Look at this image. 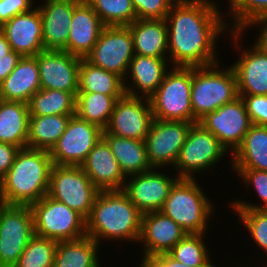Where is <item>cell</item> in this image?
<instances>
[{
  "mask_svg": "<svg viewBox=\"0 0 267 267\" xmlns=\"http://www.w3.org/2000/svg\"><path fill=\"white\" fill-rule=\"evenodd\" d=\"M78 93L124 95L123 79L117 74L96 67L81 58Z\"/></svg>",
  "mask_w": 267,
  "mask_h": 267,
  "instance_id": "obj_32",
  "label": "cell"
},
{
  "mask_svg": "<svg viewBox=\"0 0 267 267\" xmlns=\"http://www.w3.org/2000/svg\"><path fill=\"white\" fill-rule=\"evenodd\" d=\"M215 2L176 0L172 4L165 19L169 66L205 67L219 62L215 46L228 25Z\"/></svg>",
  "mask_w": 267,
  "mask_h": 267,
  "instance_id": "obj_1",
  "label": "cell"
},
{
  "mask_svg": "<svg viewBox=\"0 0 267 267\" xmlns=\"http://www.w3.org/2000/svg\"><path fill=\"white\" fill-rule=\"evenodd\" d=\"M259 25L261 26V29L259 31V37L256 39L257 41L255 43L267 52V16L255 20L248 28L251 29L252 26H257L258 28Z\"/></svg>",
  "mask_w": 267,
  "mask_h": 267,
  "instance_id": "obj_47",
  "label": "cell"
},
{
  "mask_svg": "<svg viewBox=\"0 0 267 267\" xmlns=\"http://www.w3.org/2000/svg\"><path fill=\"white\" fill-rule=\"evenodd\" d=\"M104 28L98 14L82 0L75 8L69 27L67 52L86 58Z\"/></svg>",
  "mask_w": 267,
  "mask_h": 267,
  "instance_id": "obj_24",
  "label": "cell"
},
{
  "mask_svg": "<svg viewBox=\"0 0 267 267\" xmlns=\"http://www.w3.org/2000/svg\"><path fill=\"white\" fill-rule=\"evenodd\" d=\"M82 0H45L39 5L42 19V37L45 50L67 52L69 27L74 8Z\"/></svg>",
  "mask_w": 267,
  "mask_h": 267,
  "instance_id": "obj_19",
  "label": "cell"
},
{
  "mask_svg": "<svg viewBox=\"0 0 267 267\" xmlns=\"http://www.w3.org/2000/svg\"><path fill=\"white\" fill-rule=\"evenodd\" d=\"M134 55L133 37L128 26H104L85 59L124 80Z\"/></svg>",
  "mask_w": 267,
  "mask_h": 267,
  "instance_id": "obj_11",
  "label": "cell"
},
{
  "mask_svg": "<svg viewBox=\"0 0 267 267\" xmlns=\"http://www.w3.org/2000/svg\"><path fill=\"white\" fill-rule=\"evenodd\" d=\"M34 235L30 206L0 203V267H14Z\"/></svg>",
  "mask_w": 267,
  "mask_h": 267,
  "instance_id": "obj_10",
  "label": "cell"
},
{
  "mask_svg": "<svg viewBox=\"0 0 267 267\" xmlns=\"http://www.w3.org/2000/svg\"><path fill=\"white\" fill-rule=\"evenodd\" d=\"M0 30L11 49L22 57L36 56L45 50L42 37V19L38 7L14 16Z\"/></svg>",
  "mask_w": 267,
  "mask_h": 267,
  "instance_id": "obj_20",
  "label": "cell"
},
{
  "mask_svg": "<svg viewBox=\"0 0 267 267\" xmlns=\"http://www.w3.org/2000/svg\"><path fill=\"white\" fill-rule=\"evenodd\" d=\"M81 168L100 191L123 190L125 186L127 177L103 138L89 152Z\"/></svg>",
  "mask_w": 267,
  "mask_h": 267,
  "instance_id": "obj_21",
  "label": "cell"
},
{
  "mask_svg": "<svg viewBox=\"0 0 267 267\" xmlns=\"http://www.w3.org/2000/svg\"><path fill=\"white\" fill-rule=\"evenodd\" d=\"M12 51L10 43L8 42L4 33L0 30V58L7 57V55Z\"/></svg>",
  "mask_w": 267,
  "mask_h": 267,
  "instance_id": "obj_48",
  "label": "cell"
},
{
  "mask_svg": "<svg viewBox=\"0 0 267 267\" xmlns=\"http://www.w3.org/2000/svg\"><path fill=\"white\" fill-rule=\"evenodd\" d=\"M36 58L41 89L78 94L80 57L66 51L44 50Z\"/></svg>",
  "mask_w": 267,
  "mask_h": 267,
  "instance_id": "obj_17",
  "label": "cell"
},
{
  "mask_svg": "<svg viewBox=\"0 0 267 267\" xmlns=\"http://www.w3.org/2000/svg\"><path fill=\"white\" fill-rule=\"evenodd\" d=\"M128 177L123 191L142 214L161 211L171 187L179 179L177 175L170 177L159 172V168Z\"/></svg>",
  "mask_w": 267,
  "mask_h": 267,
  "instance_id": "obj_16",
  "label": "cell"
},
{
  "mask_svg": "<svg viewBox=\"0 0 267 267\" xmlns=\"http://www.w3.org/2000/svg\"><path fill=\"white\" fill-rule=\"evenodd\" d=\"M196 178H179L161 209L187 233H206L215 208Z\"/></svg>",
  "mask_w": 267,
  "mask_h": 267,
  "instance_id": "obj_4",
  "label": "cell"
},
{
  "mask_svg": "<svg viewBox=\"0 0 267 267\" xmlns=\"http://www.w3.org/2000/svg\"><path fill=\"white\" fill-rule=\"evenodd\" d=\"M19 150L12 144L0 142V180L9 171Z\"/></svg>",
  "mask_w": 267,
  "mask_h": 267,
  "instance_id": "obj_44",
  "label": "cell"
},
{
  "mask_svg": "<svg viewBox=\"0 0 267 267\" xmlns=\"http://www.w3.org/2000/svg\"><path fill=\"white\" fill-rule=\"evenodd\" d=\"M104 26H129L136 19L132 0H86Z\"/></svg>",
  "mask_w": 267,
  "mask_h": 267,
  "instance_id": "obj_37",
  "label": "cell"
},
{
  "mask_svg": "<svg viewBox=\"0 0 267 267\" xmlns=\"http://www.w3.org/2000/svg\"><path fill=\"white\" fill-rule=\"evenodd\" d=\"M141 267H191L174 259L169 253L160 254L148 259Z\"/></svg>",
  "mask_w": 267,
  "mask_h": 267,
  "instance_id": "obj_45",
  "label": "cell"
},
{
  "mask_svg": "<svg viewBox=\"0 0 267 267\" xmlns=\"http://www.w3.org/2000/svg\"><path fill=\"white\" fill-rule=\"evenodd\" d=\"M29 119L28 104L0 100V142L26 148Z\"/></svg>",
  "mask_w": 267,
  "mask_h": 267,
  "instance_id": "obj_28",
  "label": "cell"
},
{
  "mask_svg": "<svg viewBox=\"0 0 267 267\" xmlns=\"http://www.w3.org/2000/svg\"><path fill=\"white\" fill-rule=\"evenodd\" d=\"M123 95L100 93H78L76 95V115L95 124L103 131L108 127L117 99Z\"/></svg>",
  "mask_w": 267,
  "mask_h": 267,
  "instance_id": "obj_33",
  "label": "cell"
},
{
  "mask_svg": "<svg viewBox=\"0 0 267 267\" xmlns=\"http://www.w3.org/2000/svg\"><path fill=\"white\" fill-rule=\"evenodd\" d=\"M53 166L47 150L22 148L0 180V203L28 205L47 195Z\"/></svg>",
  "mask_w": 267,
  "mask_h": 267,
  "instance_id": "obj_3",
  "label": "cell"
},
{
  "mask_svg": "<svg viewBox=\"0 0 267 267\" xmlns=\"http://www.w3.org/2000/svg\"><path fill=\"white\" fill-rule=\"evenodd\" d=\"M103 136V130L95 124L70 117L64 133L49 151L54 165L81 166L87 155Z\"/></svg>",
  "mask_w": 267,
  "mask_h": 267,
  "instance_id": "obj_12",
  "label": "cell"
},
{
  "mask_svg": "<svg viewBox=\"0 0 267 267\" xmlns=\"http://www.w3.org/2000/svg\"><path fill=\"white\" fill-rule=\"evenodd\" d=\"M228 5L229 14L226 15L231 16L233 21L231 25L228 21L227 30L232 36L231 39L235 41L234 46L240 51L242 47L238 40H241L239 37L244 34L242 32L246 31L255 20L267 16V0H228Z\"/></svg>",
  "mask_w": 267,
  "mask_h": 267,
  "instance_id": "obj_35",
  "label": "cell"
},
{
  "mask_svg": "<svg viewBox=\"0 0 267 267\" xmlns=\"http://www.w3.org/2000/svg\"><path fill=\"white\" fill-rule=\"evenodd\" d=\"M34 234L57 242L86 236V219L48 195L30 205Z\"/></svg>",
  "mask_w": 267,
  "mask_h": 267,
  "instance_id": "obj_7",
  "label": "cell"
},
{
  "mask_svg": "<svg viewBox=\"0 0 267 267\" xmlns=\"http://www.w3.org/2000/svg\"><path fill=\"white\" fill-rule=\"evenodd\" d=\"M40 89L37 58L26 56L19 60L12 73L0 84V99L28 104Z\"/></svg>",
  "mask_w": 267,
  "mask_h": 267,
  "instance_id": "obj_25",
  "label": "cell"
},
{
  "mask_svg": "<svg viewBox=\"0 0 267 267\" xmlns=\"http://www.w3.org/2000/svg\"><path fill=\"white\" fill-rule=\"evenodd\" d=\"M232 169L267 171V126L252 124L242 143L231 155Z\"/></svg>",
  "mask_w": 267,
  "mask_h": 267,
  "instance_id": "obj_27",
  "label": "cell"
},
{
  "mask_svg": "<svg viewBox=\"0 0 267 267\" xmlns=\"http://www.w3.org/2000/svg\"><path fill=\"white\" fill-rule=\"evenodd\" d=\"M76 95L66 91L40 89L29 100L30 115H75Z\"/></svg>",
  "mask_w": 267,
  "mask_h": 267,
  "instance_id": "obj_34",
  "label": "cell"
},
{
  "mask_svg": "<svg viewBox=\"0 0 267 267\" xmlns=\"http://www.w3.org/2000/svg\"><path fill=\"white\" fill-rule=\"evenodd\" d=\"M219 63L193 67L191 88L193 124L207 113L239 97L236 76L232 67L221 69Z\"/></svg>",
  "mask_w": 267,
  "mask_h": 267,
  "instance_id": "obj_5",
  "label": "cell"
},
{
  "mask_svg": "<svg viewBox=\"0 0 267 267\" xmlns=\"http://www.w3.org/2000/svg\"><path fill=\"white\" fill-rule=\"evenodd\" d=\"M192 122L154 119L144 139L152 168L174 167Z\"/></svg>",
  "mask_w": 267,
  "mask_h": 267,
  "instance_id": "obj_14",
  "label": "cell"
},
{
  "mask_svg": "<svg viewBox=\"0 0 267 267\" xmlns=\"http://www.w3.org/2000/svg\"><path fill=\"white\" fill-rule=\"evenodd\" d=\"M236 175L242 179L244 186H251L261 199V204L249 203V201L235 200L230 203L232 209H267V171L256 169H233Z\"/></svg>",
  "mask_w": 267,
  "mask_h": 267,
  "instance_id": "obj_39",
  "label": "cell"
},
{
  "mask_svg": "<svg viewBox=\"0 0 267 267\" xmlns=\"http://www.w3.org/2000/svg\"><path fill=\"white\" fill-rule=\"evenodd\" d=\"M198 123L210 131L229 153L232 151V154L252 125L245 102L240 96L207 113Z\"/></svg>",
  "mask_w": 267,
  "mask_h": 267,
  "instance_id": "obj_13",
  "label": "cell"
},
{
  "mask_svg": "<svg viewBox=\"0 0 267 267\" xmlns=\"http://www.w3.org/2000/svg\"><path fill=\"white\" fill-rule=\"evenodd\" d=\"M243 98L252 124L267 126V95L240 96Z\"/></svg>",
  "mask_w": 267,
  "mask_h": 267,
  "instance_id": "obj_42",
  "label": "cell"
},
{
  "mask_svg": "<svg viewBox=\"0 0 267 267\" xmlns=\"http://www.w3.org/2000/svg\"><path fill=\"white\" fill-rule=\"evenodd\" d=\"M99 244L87 235L57 243L53 267H99Z\"/></svg>",
  "mask_w": 267,
  "mask_h": 267,
  "instance_id": "obj_30",
  "label": "cell"
},
{
  "mask_svg": "<svg viewBox=\"0 0 267 267\" xmlns=\"http://www.w3.org/2000/svg\"><path fill=\"white\" fill-rule=\"evenodd\" d=\"M231 65L239 96L267 95V52L255 42Z\"/></svg>",
  "mask_w": 267,
  "mask_h": 267,
  "instance_id": "obj_22",
  "label": "cell"
},
{
  "mask_svg": "<svg viewBox=\"0 0 267 267\" xmlns=\"http://www.w3.org/2000/svg\"><path fill=\"white\" fill-rule=\"evenodd\" d=\"M176 0H132L137 19H166Z\"/></svg>",
  "mask_w": 267,
  "mask_h": 267,
  "instance_id": "obj_41",
  "label": "cell"
},
{
  "mask_svg": "<svg viewBox=\"0 0 267 267\" xmlns=\"http://www.w3.org/2000/svg\"><path fill=\"white\" fill-rule=\"evenodd\" d=\"M33 0H0V27L14 16L33 9Z\"/></svg>",
  "mask_w": 267,
  "mask_h": 267,
  "instance_id": "obj_43",
  "label": "cell"
},
{
  "mask_svg": "<svg viewBox=\"0 0 267 267\" xmlns=\"http://www.w3.org/2000/svg\"><path fill=\"white\" fill-rule=\"evenodd\" d=\"M99 192L81 166L53 164L47 195L77 211L85 219L90 216Z\"/></svg>",
  "mask_w": 267,
  "mask_h": 267,
  "instance_id": "obj_8",
  "label": "cell"
},
{
  "mask_svg": "<svg viewBox=\"0 0 267 267\" xmlns=\"http://www.w3.org/2000/svg\"><path fill=\"white\" fill-rule=\"evenodd\" d=\"M206 233H188L176 243L169 254L191 267H210L213 261L210 258L208 247L203 239ZM212 261V262H211Z\"/></svg>",
  "mask_w": 267,
  "mask_h": 267,
  "instance_id": "obj_36",
  "label": "cell"
},
{
  "mask_svg": "<svg viewBox=\"0 0 267 267\" xmlns=\"http://www.w3.org/2000/svg\"><path fill=\"white\" fill-rule=\"evenodd\" d=\"M188 233L161 211L142 214L139 243L143 245L140 267L151 257L169 253Z\"/></svg>",
  "mask_w": 267,
  "mask_h": 267,
  "instance_id": "obj_18",
  "label": "cell"
},
{
  "mask_svg": "<svg viewBox=\"0 0 267 267\" xmlns=\"http://www.w3.org/2000/svg\"><path fill=\"white\" fill-rule=\"evenodd\" d=\"M57 243L34 235L14 267H53Z\"/></svg>",
  "mask_w": 267,
  "mask_h": 267,
  "instance_id": "obj_38",
  "label": "cell"
},
{
  "mask_svg": "<svg viewBox=\"0 0 267 267\" xmlns=\"http://www.w3.org/2000/svg\"><path fill=\"white\" fill-rule=\"evenodd\" d=\"M73 115H30L27 147L50 151Z\"/></svg>",
  "mask_w": 267,
  "mask_h": 267,
  "instance_id": "obj_31",
  "label": "cell"
},
{
  "mask_svg": "<svg viewBox=\"0 0 267 267\" xmlns=\"http://www.w3.org/2000/svg\"><path fill=\"white\" fill-rule=\"evenodd\" d=\"M193 67H172L149 98L154 119L193 123L191 107Z\"/></svg>",
  "mask_w": 267,
  "mask_h": 267,
  "instance_id": "obj_6",
  "label": "cell"
},
{
  "mask_svg": "<svg viewBox=\"0 0 267 267\" xmlns=\"http://www.w3.org/2000/svg\"><path fill=\"white\" fill-rule=\"evenodd\" d=\"M227 152L219 140L197 122L190 127L173 168L179 178L194 179V174L213 169Z\"/></svg>",
  "mask_w": 267,
  "mask_h": 267,
  "instance_id": "obj_9",
  "label": "cell"
},
{
  "mask_svg": "<svg viewBox=\"0 0 267 267\" xmlns=\"http://www.w3.org/2000/svg\"><path fill=\"white\" fill-rule=\"evenodd\" d=\"M128 27L133 37L136 55L168 57V31L165 19H136Z\"/></svg>",
  "mask_w": 267,
  "mask_h": 267,
  "instance_id": "obj_26",
  "label": "cell"
},
{
  "mask_svg": "<svg viewBox=\"0 0 267 267\" xmlns=\"http://www.w3.org/2000/svg\"><path fill=\"white\" fill-rule=\"evenodd\" d=\"M141 218L142 213L123 190L100 191L86 219V234L99 245L104 239L137 243Z\"/></svg>",
  "mask_w": 267,
  "mask_h": 267,
  "instance_id": "obj_2",
  "label": "cell"
},
{
  "mask_svg": "<svg viewBox=\"0 0 267 267\" xmlns=\"http://www.w3.org/2000/svg\"><path fill=\"white\" fill-rule=\"evenodd\" d=\"M239 223L246 227L251 240L267 255V209H233Z\"/></svg>",
  "mask_w": 267,
  "mask_h": 267,
  "instance_id": "obj_40",
  "label": "cell"
},
{
  "mask_svg": "<svg viewBox=\"0 0 267 267\" xmlns=\"http://www.w3.org/2000/svg\"><path fill=\"white\" fill-rule=\"evenodd\" d=\"M154 120L149 98L124 94L117 99L103 134L144 140Z\"/></svg>",
  "mask_w": 267,
  "mask_h": 267,
  "instance_id": "obj_15",
  "label": "cell"
},
{
  "mask_svg": "<svg viewBox=\"0 0 267 267\" xmlns=\"http://www.w3.org/2000/svg\"><path fill=\"white\" fill-rule=\"evenodd\" d=\"M123 174L128 177L152 169L144 140H135L112 134H103Z\"/></svg>",
  "mask_w": 267,
  "mask_h": 267,
  "instance_id": "obj_29",
  "label": "cell"
},
{
  "mask_svg": "<svg viewBox=\"0 0 267 267\" xmlns=\"http://www.w3.org/2000/svg\"><path fill=\"white\" fill-rule=\"evenodd\" d=\"M167 62V58H154L135 54L130 61L126 77L123 80L125 94L137 97L141 94V97L150 98L162 83L165 73L170 68ZM126 79H130L132 82L130 83Z\"/></svg>",
  "mask_w": 267,
  "mask_h": 267,
  "instance_id": "obj_23",
  "label": "cell"
},
{
  "mask_svg": "<svg viewBox=\"0 0 267 267\" xmlns=\"http://www.w3.org/2000/svg\"><path fill=\"white\" fill-rule=\"evenodd\" d=\"M22 56L11 51L7 57L0 58V84L12 73Z\"/></svg>",
  "mask_w": 267,
  "mask_h": 267,
  "instance_id": "obj_46",
  "label": "cell"
}]
</instances>
